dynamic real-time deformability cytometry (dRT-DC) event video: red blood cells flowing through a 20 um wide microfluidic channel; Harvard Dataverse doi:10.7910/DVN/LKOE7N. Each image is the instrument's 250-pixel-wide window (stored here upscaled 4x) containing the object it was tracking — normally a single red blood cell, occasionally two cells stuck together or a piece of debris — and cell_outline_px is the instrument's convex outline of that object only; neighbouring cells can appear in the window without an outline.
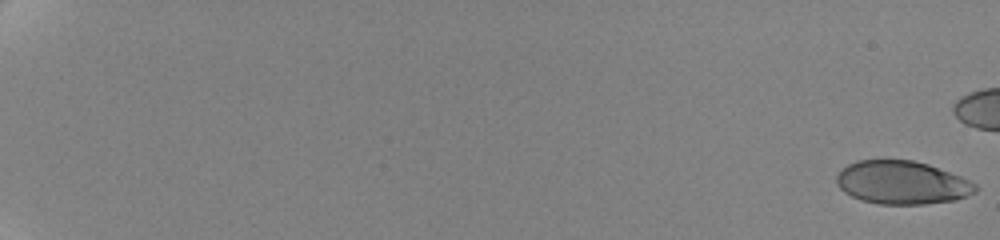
{"species": "human", "species_latin": "Homo sapiens", "temperature_condition": "cold", "stored_images_in_passage": 47, "camera_frame_rate_fps": 3000, "um_per_image_px": 0.085, "donor": {"sex": "female"}, "frame": {"image": 1, "passage_image": 1, "time_ms": 0.0, "image_size_px": [1000, 240], "cell_outline_px": [[976, 192], [968, 196], [956, 200], [924, 204], [880, 204], [860, 200], [844, 192], [836, 184], [836, 176], [848, 164], [856, 160], [912, 160], [928, 164], [960, 176], [976, 184]], "centroid_in_image_um": [76.66, 15.52], "position_along_channel_um": 8.3, "area_um2": 34.97}}
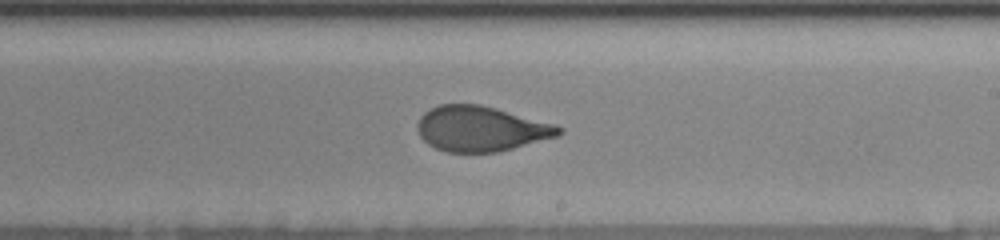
{"frame": {"image": 2, "passage_image": 32, "time_ms": 13.333, "image_size_px": [1000, 240], "cell_outline_px": [[564, 132], [556, 136], [512, 148], [496, 152], [444, 152], [428, 144], [420, 136], [416, 128], [416, 124], [420, 116], [424, 112], [440, 104], [480, 104], [496, 108], [556, 124], [564, 128]], "centroid_in_image_um": [40.86, 10.93], "position_along_channel_um": 248.1, "area_um2": 37.22}}
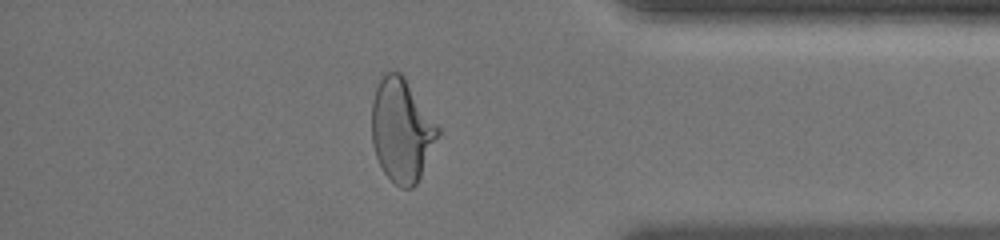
{"frame": {"image": 3, "passage_image": 45, "time_ms": 18.0, "image_size_px": [1000, 240], "cell_outline_px": [[440, 132], [420, 176], [416, 184], [412, 188], [400, 188], [384, 172], [376, 156], [372, 144], [372, 100], [380, 72], [400, 72], [404, 76], [440, 128]], "centroid_in_image_um": [34.12, 11.03], "position_along_channel_um": 401.1, "area_um2": 39.71}}